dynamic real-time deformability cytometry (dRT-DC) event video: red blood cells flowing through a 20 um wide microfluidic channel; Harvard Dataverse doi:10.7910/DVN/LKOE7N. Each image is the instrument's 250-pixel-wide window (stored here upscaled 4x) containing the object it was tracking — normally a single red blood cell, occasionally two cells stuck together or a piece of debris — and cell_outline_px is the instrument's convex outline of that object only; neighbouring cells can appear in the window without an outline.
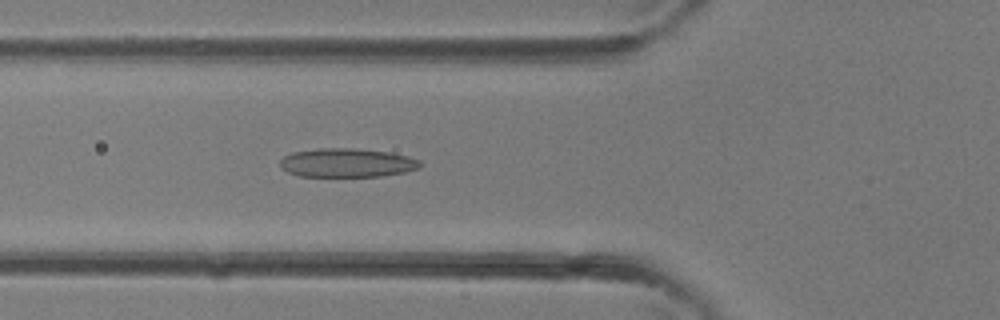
{"species": "common noctule bat (a hibernating species)", "species_latin": "Nyctalus noctula", "temperature_condition": "room temperature", "stored_images_in_passage": 29, "segment_of_instrument_passage": [1, 2], "camera_frame_rate_fps": 3000, "um_per_image_px": 0.085, "animal": {"sex": "female"}, "frame": {"image": 1, "passage_image": 5, "time_ms": 1.333, "image_size_px": [1000, 320], "cell_outline_px": [[424, 164], [420, 168], [404, 172], [380, 176], [300, 176], [288, 172], [280, 168], [280, 160], [284, 156], [292, 152], [320, 148], [360, 148], [388, 152], [408, 156], [420, 160]], "centroid_in_image_um": [29.51, 13.83], "position_along_channel_um": 96.3, "area_um2": 23.7}}
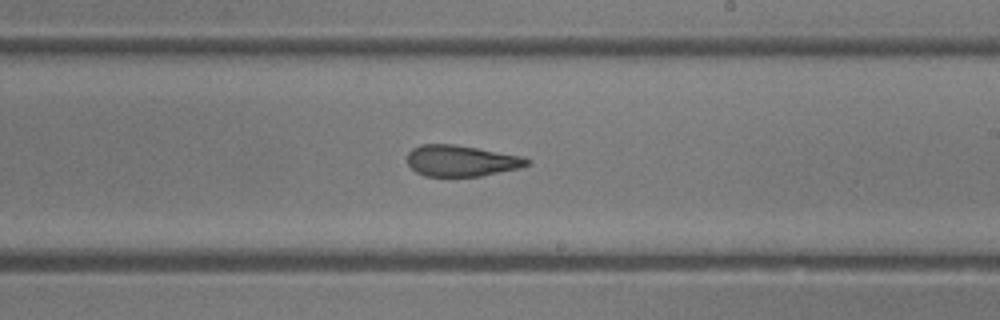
{"frame": {"image": 2, "passage_image": 13, "time_ms": 4.0, "image_size_px": [1000, 320], "cell_outline_px": [[532, 160], [528, 164], [520, 168], [480, 176], [424, 176], [416, 172], [408, 164], [408, 152], [412, 148], [420, 144], [456, 144], [524, 156]], "centroid_in_image_um": [39.22, 13.65], "position_along_channel_um": 249.8, "area_um2": 21.91}}
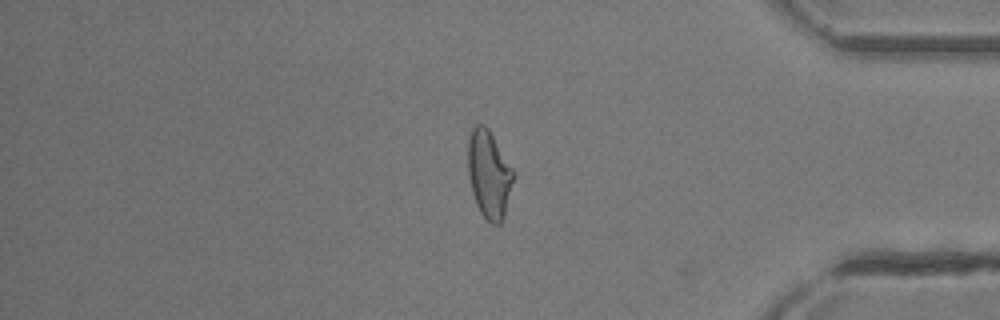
{"frame": {"image": 3, "passage_image": 22, "time_ms": 7.0, "image_size_px": [1000, 320], "cell_outline_px": [[516, 172], [504, 216], [500, 224], [492, 224], [480, 212], [476, 204], [472, 192], [468, 176], [468, 140], [472, 128], [476, 124], [484, 124], [488, 128]], "centroid_in_image_um": [41.58, 14.8], "position_along_channel_um": 393.6, "area_um2": 23.41}}